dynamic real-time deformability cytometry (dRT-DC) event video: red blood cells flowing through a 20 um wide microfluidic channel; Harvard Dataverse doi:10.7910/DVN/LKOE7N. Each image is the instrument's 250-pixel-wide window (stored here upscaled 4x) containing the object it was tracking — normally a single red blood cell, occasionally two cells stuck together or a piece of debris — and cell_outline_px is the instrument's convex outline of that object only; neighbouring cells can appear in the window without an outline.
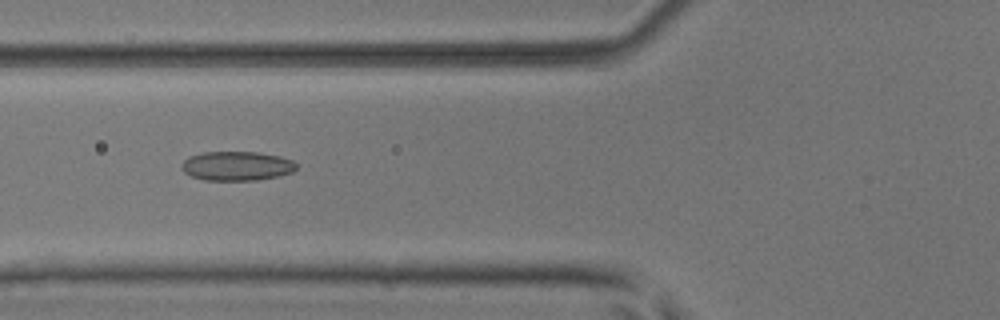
{"species": "common noctule bat (a hibernating species)", "species_latin": "Nyctalus noctula", "temperature_condition": "room temperature", "stored_images_in_passage": 30, "camera_frame_rate_fps": 3000, "um_per_image_px": 0.085, "animal": {"sex": "male", "body_mass_g": 17.9, "forearm_length_mm": 54.2}, "frame": {"image": 1, "passage_image": 9, "time_ms": 2.667, "image_size_px": [1000, 320], "cell_outline_px": [[296, 168], [292, 172], [276, 176], [256, 180], [204, 180], [192, 176], [184, 172], [180, 168], [180, 164], [188, 156], [204, 152], [260, 152], [280, 156], [292, 160], [296, 164]], "centroid_in_image_um": [20.09, 14.1], "position_along_channel_um": 105.7, "area_um2": 19.59}}
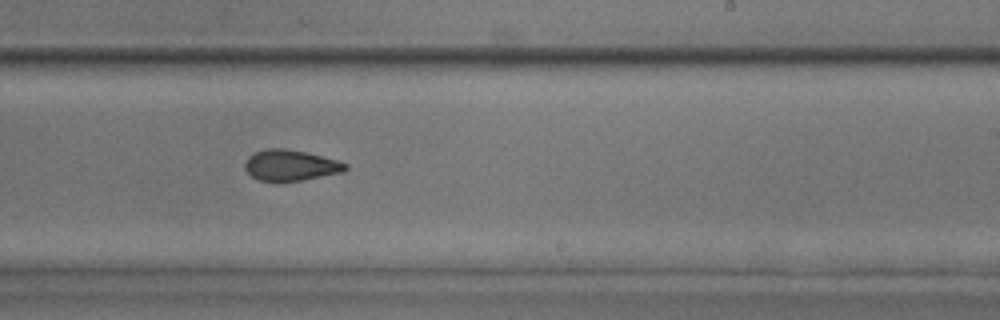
{"frame": {"image": 2, "passage_image": 21, "time_ms": 6.667, "image_size_px": [1000, 320], "cell_outline_px": [[348, 168], [344, 172], [300, 180], [276, 184], [256, 180], [244, 168], [244, 164], [248, 156], [256, 152], [268, 148], [284, 148], [304, 152], [336, 160], [348, 164]], "centroid_in_image_um": [24.65, 14.09], "position_along_channel_um": 264.4, "area_um2": 18.38}}
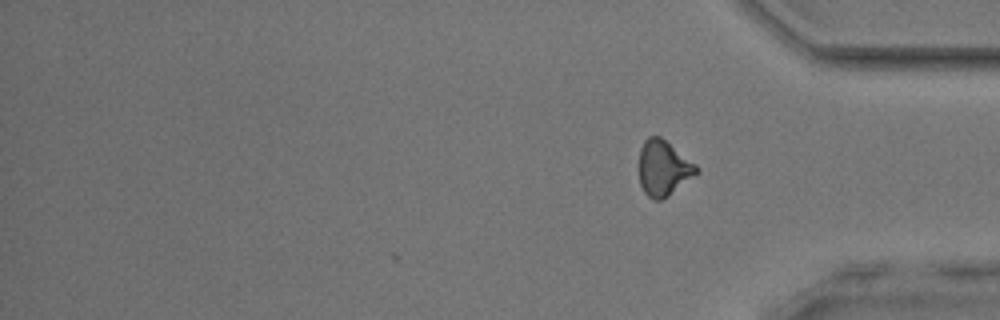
{"frame": {"image": 3, "passage_image": 30, "time_ms": 9.667, "image_size_px": [1000, 320], "cell_outline_px": [[700, 172], [668, 196], [660, 200], [652, 200], [644, 192], [640, 184], [640, 148], [644, 140], [648, 136], [660, 136], [696, 164], [700, 168]], "centroid_in_image_um": [56.41, 14.29], "position_along_channel_um": 378.8, "area_um2": 18.55}, "authors_computed_cell_mechanics": {"area_um2": 18.4671, "velocity_mm_per_s": 3.9785, "shape_relaxation_time_tau1_ms": null, "shape_relaxation_time_tau2_ms": 2.0162, "deformation_change_tau1": null, "deformation_change_tau2": 0.0858}}